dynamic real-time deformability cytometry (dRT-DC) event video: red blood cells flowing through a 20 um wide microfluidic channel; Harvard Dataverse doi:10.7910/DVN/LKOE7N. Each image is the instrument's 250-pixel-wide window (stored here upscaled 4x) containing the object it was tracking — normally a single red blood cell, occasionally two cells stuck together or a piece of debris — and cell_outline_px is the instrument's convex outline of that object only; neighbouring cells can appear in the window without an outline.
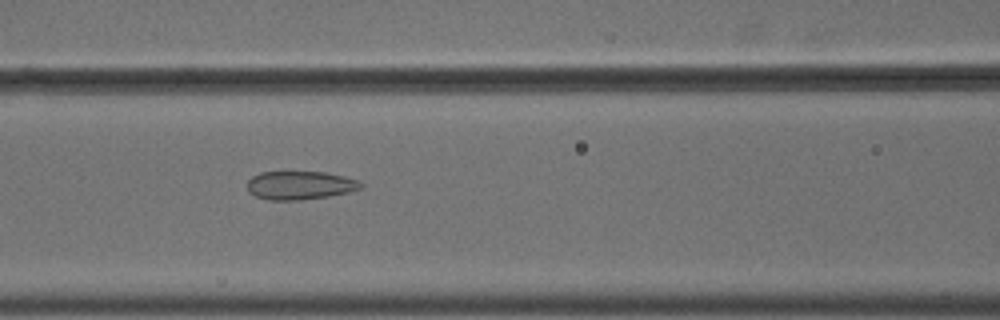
{"species": "common noctule bat (a hibernating species)", "species_latin": "Nyctalus noctula", "temperature_condition": "cold", "stored_images_in_passage": 56, "camera_frame_rate_fps": 3000, "um_per_image_px": 0.085, "animal": {"sex": "male", "body_mass_g": 18.8}, "frame": {"image": 1, "passage_image": 25, "time_ms": 8.0, "image_size_px": [1000, 320], "cell_outline_px": [[364, 188], [348, 192], [328, 196], [300, 200], [268, 200], [256, 196], [248, 192], [248, 180], [252, 176], [260, 172], [324, 172], [344, 176], [360, 180], [364, 184]], "centroid_in_image_um": [25.53, 15.75], "position_along_channel_um": 141.1, "area_um2": 18.96}}
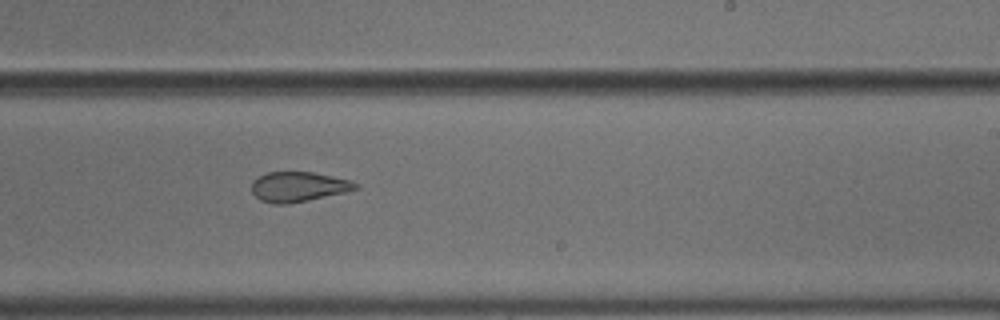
{"frame": {"image": 2, "passage_image": 35, "time_ms": 11.333, "image_size_px": [1000, 320], "cell_outline_px": [[360, 188], [344, 192], [308, 200], [288, 204], [272, 204], [260, 200], [252, 192], [252, 180], [268, 172], [312, 172], [352, 180], [360, 184]], "centroid_in_image_um": [25.38, 15.87], "position_along_channel_um": 263.6, "area_um2": 18.15}}
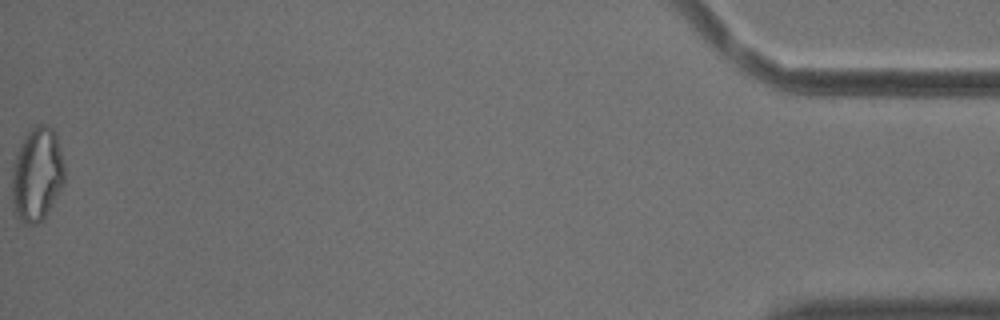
{"frame": {"image": 3, "passage_image": 56, "time_ms": 18.333, "image_size_px": [1000, 320], "cell_outline_px": [[64, 184], [48, 212], [40, 224], [24, 224], [20, 220], [16, 212], [12, 196], [12, 164], [16, 152], [24, 136], [32, 124], [48, 124], [56, 132], [64, 164]], "centroid_in_image_um": [3.15, 14.78], "position_along_channel_um": 432.0, "area_um2": 29.25}, "authors_computed_cell_mechanics": {"area_um2": 23.5246, "velocity_mm_per_s": 3.6754, "shape_relaxation_time_tau1_ms": null, "shape_relaxation_time_tau2_ms": 1.9722, "deformation_change_tau1": null, "deformation_change_tau2": 0.0964}}